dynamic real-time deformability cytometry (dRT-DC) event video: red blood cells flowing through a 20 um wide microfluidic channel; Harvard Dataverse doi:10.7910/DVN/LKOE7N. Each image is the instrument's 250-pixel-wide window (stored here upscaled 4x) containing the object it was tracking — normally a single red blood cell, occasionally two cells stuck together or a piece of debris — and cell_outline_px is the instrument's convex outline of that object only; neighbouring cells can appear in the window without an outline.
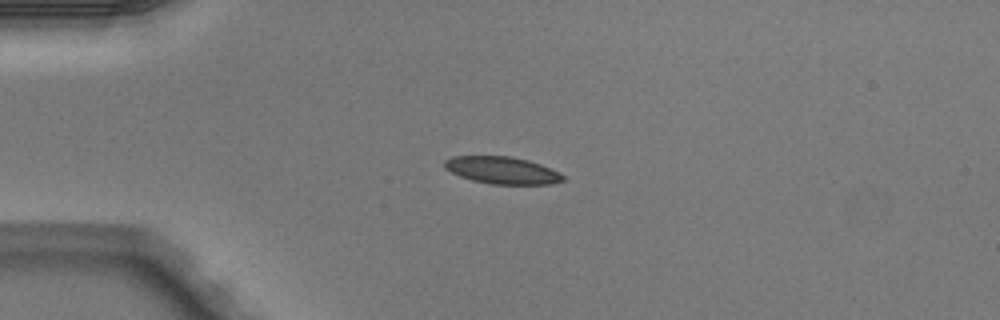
{"species": "Egyptian fruit bat (a non-hibernating species)", "species_latin": "Rousettus aegyptiacus", "temperature_condition": "warm", "stored_images_in_passage": 4, "camera_frame_rate_fps": 3000, "um_per_image_px": 0.085, "animal": {"sex": "male"}, "frame": {"image": 1, "passage_image": 3, "time_ms": 0.667, "image_size_px": [1000, 320], "cell_outline_px": [[564, 180], [552, 184], [492, 184], [472, 180], [460, 176], [444, 168], [444, 160], [452, 156], [512, 156], [528, 160], [540, 164], [560, 172], [564, 176]], "centroid_in_image_um": [42.68, 14.47], "position_along_channel_um": 42.3, "area_um2": 18.79}}